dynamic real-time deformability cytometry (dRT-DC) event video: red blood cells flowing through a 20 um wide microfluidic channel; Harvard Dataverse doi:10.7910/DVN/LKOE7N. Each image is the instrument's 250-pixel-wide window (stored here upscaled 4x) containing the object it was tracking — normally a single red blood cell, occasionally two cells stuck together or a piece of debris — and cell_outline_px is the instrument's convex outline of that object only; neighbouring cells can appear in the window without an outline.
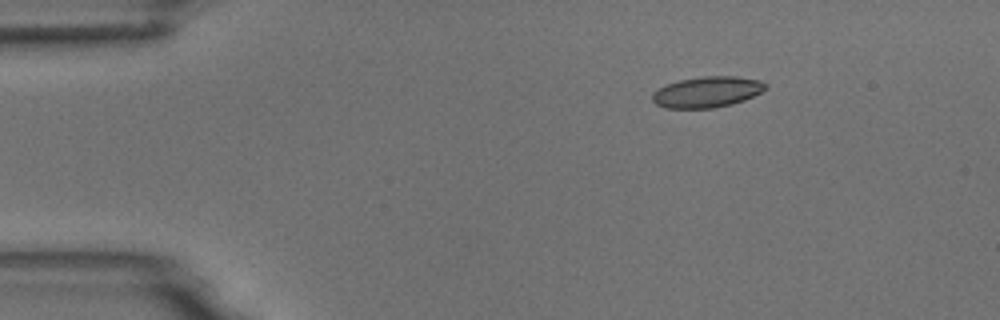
{"species": "common noctule bat (a hibernating species)", "species_latin": "Nyctalus noctula", "temperature_condition": "room temperature", "stored_images_in_passage": 3, "camera_frame_rate_fps": 3000, "um_per_image_px": 0.085, "animal": {"sex": "male", "body_mass_g": 18.8}, "frame": {"image": 1, "passage_image": 1, "time_ms": 0.0, "image_size_px": [1000, 320], "cell_outline_px": [[768, 88], [744, 100], [732, 104], [712, 108], [664, 108], [656, 104], [652, 100], [652, 92], [668, 84], [680, 80], [704, 76], [736, 76], [760, 80], [768, 84]], "centroid_in_image_um": [60.12, 7.82], "position_along_channel_um": 24.9, "area_um2": 20.35}}